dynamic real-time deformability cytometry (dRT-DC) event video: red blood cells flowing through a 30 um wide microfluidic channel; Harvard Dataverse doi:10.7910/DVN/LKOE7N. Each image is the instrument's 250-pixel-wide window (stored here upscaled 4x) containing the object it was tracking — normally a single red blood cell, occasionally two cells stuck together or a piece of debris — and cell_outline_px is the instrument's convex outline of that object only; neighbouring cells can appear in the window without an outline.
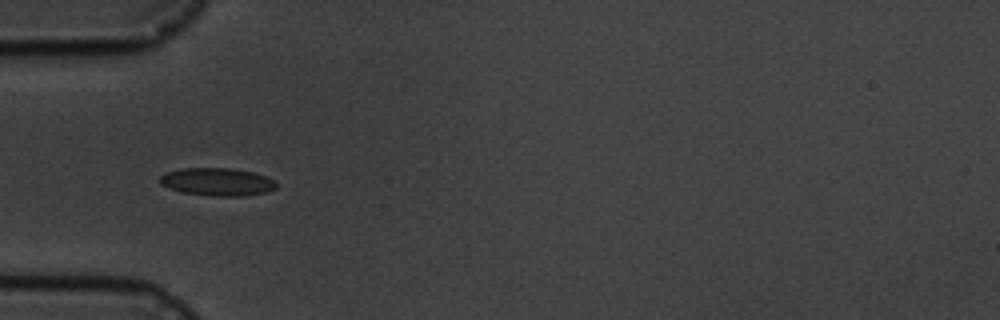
{"species": "common noctule bat (a hibernating species)", "species_latin": "Nyctalus noctula", "temperature_condition": "cold", "stored_images_in_passage": 6, "camera_frame_rate_fps": 3000, "um_per_image_px": 0.085, "animal": {"sex": "male", "body_mass_g": 19.5, "forearm_length_mm": 54.6}, "frame": {"image": 1, "passage_image": 5, "time_ms": 4.667, "image_size_px": [1000, 320], "cell_outline_px": [[276, 188], [268, 192], [244, 196], [212, 196], [184, 192], [168, 188], [160, 184], [160, 176], [168, 172], [184, 168], [232, 168], [252, 172], [264, 176], [272, 180], [276, 184]], "centroid_in_image_um": [18.47, 15.46], "position_along_channel_um": 66.5, "area_um2": 18.73}}
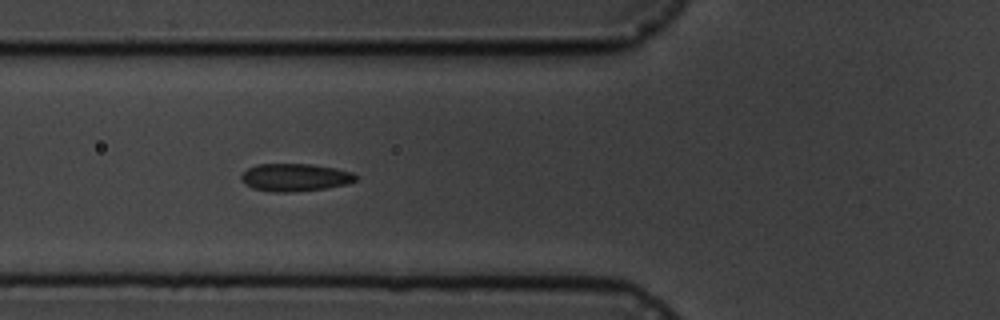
{"frame": {"image": 2, "passage_image": 6, "time_ms": 5.667, "image_size_px": [1000, 320], "cell_outline_px": [[356, 180], [348, 184], [328, 188], [292, 192], [272, 192], [252, 188], [244, 184], [240, 176], [248, 168], [256, 164], [312, 164], [336, 168], [352, 172], [356, 176]], "centroid_in_image_um": [25.07, 15.08], "position_along_channel_um": 100.7, "area_um2": 18.61}}